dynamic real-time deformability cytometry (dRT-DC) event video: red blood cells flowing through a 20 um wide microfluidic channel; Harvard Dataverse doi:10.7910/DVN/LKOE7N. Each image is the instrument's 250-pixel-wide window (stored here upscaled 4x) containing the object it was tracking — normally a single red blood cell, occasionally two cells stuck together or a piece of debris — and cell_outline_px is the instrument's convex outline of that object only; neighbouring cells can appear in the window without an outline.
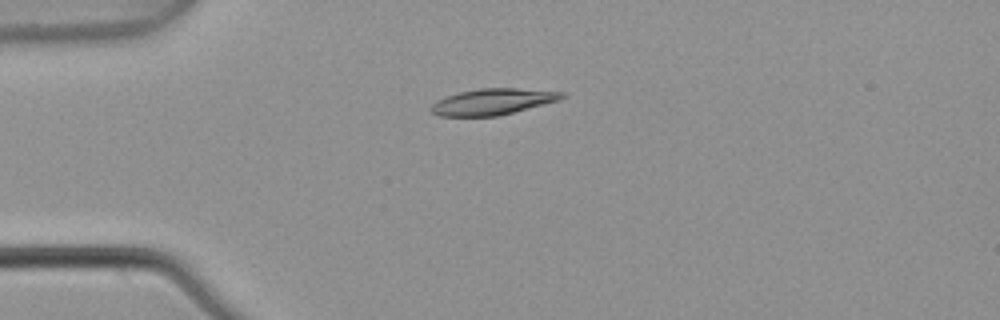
{"species": "common noctule bat (a hibernating species)", "species_latin": "Nyctalus noctula", "temperature_condition": "warm", "stored_images_in_passage": 8, "camera_frame_rate_fps": 3000, "um_per_image_px": 0.085, "animal": {"sex": "male", "body_mass_g": 21.5, "forearm_length_mm": 52.0}, "frame": {"image": 1, "passage_image": 4, "time_ms": 1.0, "image_size_px": [1000, 320], "cell_outline_px": [[564, 96], [560, 100], [496, 116], [440, 116], [432, 112], [428, 108], [436, 100], [460, 92], [480, 88], [516, 88], [564, 92]], "centroid_in_image_um": [41.85, 8.64], "position_along_channel_um": 43.2, "area_um2": 19.71}}
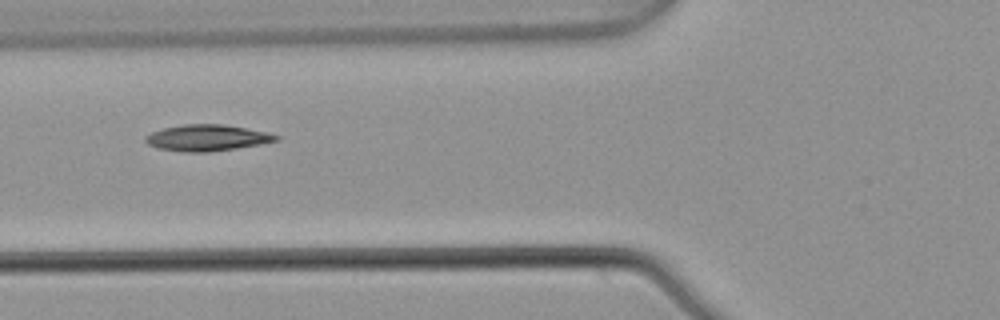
{"frame": {"image": 2, "passage_image": 6, "time_ms": 1.667, "image_size_px": [1000, 320], "cell_outline_px": [[280, 140], [260, 144], [236, 148], [208, 152], [184, 152], [160, 148], [148, 144], [144, 140], [144, 136], [152, 132], [164, 128], [184, 124], [224, 124], [248, 128], [268, 132], [280, 136]], "centroid_in_image_um": [17.63, 11.7], "position_along_channel_um": 108.2, "area_um2": 20.0}}
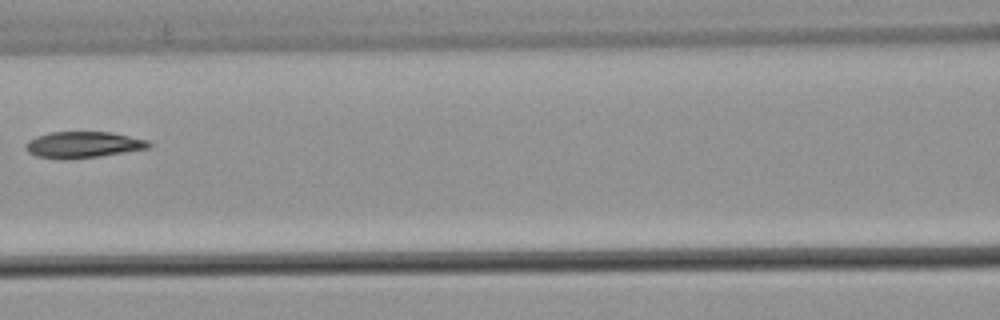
{"frame": {"image": 3, "passage_image": 7, "time_ms": 2.0, "image_size_px": [1000, 320], "cell_outline_px": [[152, 144], [148, 148], [100, 156], [60, 160], [36, 156], [28, 152], [24, 148], [24, 144], [28, 140], [36, 136], [52, 132], [112, 132], [148, 140]], "centroid_in_image_um": [7.02, 12.3], "position_along_channel_um": 159.6, "area_um2": 18.96}}